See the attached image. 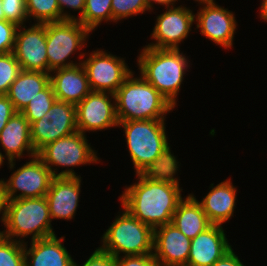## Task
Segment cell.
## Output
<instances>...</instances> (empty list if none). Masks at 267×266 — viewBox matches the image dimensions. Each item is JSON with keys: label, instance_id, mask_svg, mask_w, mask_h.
<instances>
[{"label": "cell", "instance_id": "cell-1", "mask_svg": "<svg viewBox=\"0 0 267 266\" xmlns=\"http://www.w3.org/2000/svg\"><path fill=\"white\" fill-rule=\"evenodd\" d=\"M177 169L163 173L136 174L138 182L126 187L120 197L123 208L153 229L169 224L183 199Z\"/></svg>", "mask_w": 267, "mask_h": 266}, {"label": "cell", "instance_id": "cell-2", "mask_svg": "<svg viewBox=\"0 0 267 266\" xmlns=\"http://www.w3.org/2000/svg\"><path fill=\"white\" fill-rule=\"evenodd\" d=\"M165 119L121 121L136 174L163 173L178 167L165 133Z\"/></svg>", "mask_w": 267, "mask_h": 266}, {"label": "cell", "instance_id": "cell-3", "mask_svg": "<svg viewBox=\"0 0 267 266\" xmlns=\"http://www.w3.org/2000/svg\"><path fill=\"white\" fill-rule=\"evenodd\" d=\"M115 95L118 121L165 119L174 106L142 75L131 72Z\"/></svg>", "mask_w": 267, "mask_h": 266}, {"label": "cell", "instance_id": "cell-4", "mask_svg": "<svg viewBox=\"0 0 267 266\" xmlns=\"http://www.w3.org/2000/svg\"><path fill=\"white\" fill-rule=\"evenodd\" d=\"M140 74L174 107L188 60L180 49L144 47L138 56Z\"/></svg>", "mask_w": 267, "mask_h": 266}, {"label": "cell", "instance_id": "cell-5", "mask_svg": "<svg viewBox=\"0 0 267 266\" xmlns=\"http://www.w3.org/2000/svg\"><path fill=\"white\" fill-rule=\"evenodd\" d=\"M47 200L44 197L7 200L6 230L1 235L8 239L31 236V241L55 235ZM16 236V237H15Z\"/></svg>", "mask_w": 267, "mask_h": 266}, {"label": "cell", "instance_id": "cell-6", "mask_svg": "<svg viewBox=\"0 0 267 266\" xmlns=\"http://www.w3.org/2000/svg\"><path fill=\"white\" fill-rule=\"evenodd\" d=\"M102 236L101 250L113 257L153 254L154 229L132 216L125 208Z\"/></svg>", "mask_w": 267, "mask_h": 266}, {"label": "cell", "instance_id": "cell-7", "mask_svg": "<svg viewBox=\"0 0 267 266\" xmlns=\"http://www.w3.org/2000/svg\"><path fill=\"white\" fill-rule=\"evenodd\" d=\"M85 136V134L77 131L61 137L43 147L37 153V156L49 168L54 177H76V173L72 168L56 173L57 171L55 170L58 169H52V167H76L97 163L99 161L96 156L97 152L90 147Z\"/></svg>", "mask_w": 267, "mask_h": 266}, {"label": "cell", "instance_id": "cell-8", "mask_svg": "<svg viewBox=\"0 0 267 266\" xmlns=\"http://www.w3.org/2000/svg\"><path fill=\"white\" fill-rule=\"evenodd\" d=\"M89 34L90 31L78 20L46 23L48 73L51 74L53 70L81 64V62L73 63V61L68 62L67 60L76 50H82Z\"/></svg>", "mask_w": 267, "mask_h": 266}, {"label": "cell", "instance_id": "cell-9", "mask_svg": "<svg viewBox=\"0 0 267 266\" xmlns=\"http://www.w3.org/2000/svg\"><path fill=\"white\" fill-rule=\"evenodd\" d=\"M30 131L36 153L47 144L77 132L76 105L56 100L50 112L30 125Z\"/></svg>", "mask_w": 267, "mask_h": 266}, {"label": "cell", "instance_id": "cell-10", "mask_svg": "<svg viewBox=\"0 0 267 266\" xmlns=\"http://www.w3.org/2000/svg\"><path fill=\"white\" fill-rule=\"evenodd\" d=\"M81 64L86 71L91 91L94 92L115 94L132 72L123 58L102 50L93 51Z\"/></svg>", "mask_w": 267, "mask_h": 266}, {"label": "cell", "instance_id": "cell-11", "mask_svg": "<svg viewBox=\"0 0 267 266\" xmlns=\"http://www.w3.org/2000/svg\"><path fill=\"white\" fill-rule=\"evenodd\" d=\"M54 176L43 161L36 155L29 162L11 174L9 180L2 181L6 199L44 197ZM21 191L19 195L16 192Z\"/></svg>", "mask_w": 267, "mask_h": 266}, {"label": "cell", "instance_id": "cell-12", "mask_svg": "<svg viewBox=\"0 0 267 266\" xmlns=\"http://www.w3.org/2000/svg\"><path fill=\"white\" fill-rule=\"evenodd\" d=\"M108 92L91 91L76 105L77 130L83 134L86 131L103 130L117 127L119 124L116 113L115 95ZM111 96V99H109Z\"/></svg>", "mask_w": 267, "mask_h": 266}, {"label": "cell", "instance_id": "cell-13", "mask_svg": "<svg viewBox=\"0 0 267 266\" xmlns=\"http://www.w3.org/2000/svg\"><path fill=\"white\" fill-rule=\"evenodd\" d=\"M167 10L157 16L156 24L151 37L155 43H150L146 47L156 49H179V43L187 38L195 15L182 5L179 7L167 6Z\"/></svg>", "mask_w": 267, "mask_h": 266}, {"label": "cell", "instance_id": "cell-14", "mask_svg": "<svg viewBox=\"0 0 267 266\" xmlns=\"http://www.w3.org/2000/svg\"><path fill=\"white\" fill-rule=\"evenodd\" d=\"M13 53L23 71L48 73L46 23H36L28 29L24 25L18 26Z\"/></svg>", "mask_w": 267, "mask_h": 266}, {"label": "cell", "instance_id": "cell-15", "mask_svg": "<svg viewBox=\"0 0 267 266\" xmlns=\"http://www.w3.org/2000/svg\"><path fill=\"white\" fill-rule=\"evenodd\" d=\"M203 6L195 16L196 28L201 29L202 35L215 44L225 49L231 48L237 26L234 14L214 1Z\"/></svg>", "mask_w": 267, "mask_h": 266}, {"label": "cell", "instance_id": "cell-16", "mask_svg": "<svg viewBox=\"0 0 267 266\" xmlns=\"http://www.w3.org/2000/svg\"><path fill=\"white\" fill-rule=\"evenodd\" d=\"M191 239L172 223L154 229L153 255L160 266H187Z\"/></svg>", "mask_w": 267, "mask_h": 266}, {"label": "cell", "instance_id": "cell-17", "mask_svg": "<svg viewBox=\"0 0 267 266\" xmlns=\"http://www.w3.org/2000/svg\"><path fill=\"white\" fill-rule=\"evenodd\" d=\"M232 249L221 225H211L191 240L187 266H211Z\"/></svg>", "mask_w": 267, "mask_h": 266}, {"label": "cell", "instance_id": "cell-18", "mask_svg": "<svg viewBox=\"0 0 267 266\" xmlns=\"http://www.w3.org/2000/svg\"><path fill=\"white\" fill-rule=\"evenodd\" d=\"M81 177H54L45 195L51 220H70L78 207Z\"/></svg>", "mask_w": 267, "mask_h": 266}, {"label": "cell", "instance_id": "cell-19", "mask_svg": "<svg viewBox=\"0 0 267 266\" xmlns=\"http://www.w3.org/2000/svg\"><path fill=\"white\" fill-rule=\"evenodd\" d=\"M0 144L5 151L10 169L16 165L13 162L15 158L20 159L25 150L29 157L37 155L31 141L30 123L21 112H16L0 132Z\"/></svg>", "mask_w": 267, "mask_h": 266}, {"label": "cell", "instance_id": "cell-20", "mask_svg": "<svg viewBox=\"0 0 267 266\" xmlns=\"http://www.w3.org/2000/svg\"><path fill=\"white\" fill-rule=\"evenodd\" d=\"M50 83L58 101L77 105L90 92L91 88L82 64L53 70Z\"/></svg>", "mask_w": 267, "mask_h": 266}, {"label": "cell", "instance_id": "cell-21", "mask_svg": "<svg viewBox=\"0 0 267 266\" xmlns=\"http://www.w3.org/2000/svg\"><path fill=\"white\" fill-rule=\"evenodd\" d=\"M62 240L64 237L58 239L56 235L34 240L29 249L24 242L25 266H73L74 260Z\"/></svg>", "mask_w": 267, "mask_h": 266}, {"label": "cell", "instance_id": "cell-22", "mask_svg": "<svg viewBox=\"0 0 267 266\" xmlns=\"http://www.w3.org/2000/svg\"><path fill=\"white\" fill-rule=\"evenodd\" d=\"M210 192L199 203L213 225H221L233 216L236 200V188L230 179L216 186L211 184Z\"/></svg>", "mask_w": 267, "mask_h": 266}, {"label": "cell", "instance_id": "cell-23", "mask_svg": "<svg viewBox=\"0 0 267 266\" xmlns=\"http://www.w3.org/2000/svg\"><path fill=\"white\" fill-rule=\"evenodd\" d=\"M171 223L191 240L212 225L199 201L192 194L179 202Z\"/></svg>", "mask_w": 267, "mask_h": 266}, {"label": "cell", "instance_id": "cell-24", "mask_svg": "<svg viewBox=\"0 0 267 266\" xmlns=\"http://www.w3.org/2000/svg\"><path fill=\"white\" fill-rule=\"evenodd\" d=\"M50 83V73L42 71H21L12 82L6 96L17 112H21L38 92Z\"/></svg>", "mask_w": 267, "mask_h": 266}, {"label": "cell", "instance_id": "cell-25", "mask_svg": "<svg viewBox=\"0 0 267 266\" xmlns=\"http://www.w3.org/2000/svg\"><path fill=\"white\" fill-rule=\"evenodd\" d=\"M112 0H85L84 14L78 21L90 32L102 21L112 22Z\"/></svg>", "mask_w": 267, "mask_h": 266}, {"label": "cell", "instance_id": "cell-26", "mask_svg": "<svg viewBox=\"0 0 267 266\" xmlns=\"http://www.w3.org/2000/svg\"><path fill=\"white\" fill-rule=\"evenodd\" d=\"M57 100L53 87L49 83L42 91L38 92L34 99H31L28 105L24 107L21 113L26 117L30 125L40 120L50 109L54 102Z\"/></svg>", "mask_w": 267, "mask_h": 266}, {"label": "cell", "instance_id": "cell-27", "mask_svg": "<svg viewBox=\"0 0 267 266\" xmlns=\"http://www.w3.org/2000/svg\"><path fill=\"white\" fill-rule=\"evenodd\" d=\"M28 20L33 17L37 23L61 21L57 0H26Z\"/></svg>", "mask_w": 267, "mask_h": 266}, {"label": "cell", "instance_id": "cell-28", "mask_svg": "<svg viewBox=\"0 0 267 266\" xmlns=\"http://www.w3.org/2000/svg\"><path fill=\"white\" fill-rule=\"evenodd\" d=\"M0 235V266H25L24 241Z\"/></svg>", "mask_w": 267, "mask_h": 266}, {"label": "cell", "instance_id": "cell-29", "mask_svg": "<svg viewBox=\"0 0 267 266\" xmlns=\"http://www.w3.org/2000/svg\"><path fill=\"white\" fill-rule=\"evenodd\" d=\"M22 71L13 52L0 53V95H6L12 82Z\"/></svg>", "mask_w": 267, "mask_h": 266}, {"label": "cell", "instance_id": "cell-30", "mask_svg": "<svg viewBox=\"0 0 267 266\" xmlns=\"http://www.w3.org/2000/svg\"><path fill=\"white\" fill-rule=\"evenodd\" d=\"M111 8L113 22L151 10L147 0H112Z\"/></svg>", "mask_w": 267, "mask_h": 266}, {"label": "cell", "instance_id": "cell-31", "mask_svg": "<svg viewBox=\"0 0 267 266\" xmlns=\"http://www.w3.org/2000/svg\"><path fill=\"white\" fill-rule=\"evenodd\" d=\"M2 10L5 20L15 23L17 26L28 20L26 0H2Z\"/></svg>", "mask_w": 267, "mask_h": 266}, {"label": "cell", "instance_id": "cell-32", "mask_svg": "<svg viewBox=\"0 0 267 266\" xmlns=\"http://www.w3.org/2000/svg\"><path fill=\"white\" fill-rule=\"evenodd\" d=\"M18 26L7 20H0V53L14 51L15 34Z\"/></svg>", "mask_w": 267, "mask_h": 266}, {"label": "cell", "instance_id": "cell-33", "mask_svg": "<svg viewBox=\"0 0 267 266\" xmlns=\"http://www.w3.org/2000/svg\"><path fill=\"white\" fill-rule=\"evenodd\" d=\"M115 264L116 266H160L153 254L116 257Z\"/></svg>", "mask_w": 267, "mask_h": 266}, {"label": "cell", "instance_id": "cell-34", "mask_svg": "<svg viewBox=\"0 0 267 266\" xmlns=\"http://www.w3.org/2000/svg\"><path fill=\"white\" fill-rule=\"evenodd\" d=\"M73 266L78 264L74 262ZM82 266H116L115 257L98 248Z\"/></svg>", "mask_w": 267, "mask_h": 266}, {"label": "cell", "instance_id": "cell-35", "mask_svg": "<svg viewBox=\"0 0 267 266\" xmlns=\"http://www.w3.org/2000/svg\"><path fill=\"white\" fill-rule=\"evenodd\" d=\"M58 6L60 9L61 14V21L63 20H78L82 17L84 14L85 9V0H57ZM71 8L76 10H79V18L72 16L71 14L64 13L65 8Z\"/></svg>", "mask_w": 267, "mask_h": 266}, {"label": "cell", "instance_id": "cell-36", "mask_svg": "<svg viewBox=\"0 0 267 266\" xmlns=\"http://www.w3.org/2000/svg\"><path fill=\"white\" fill-rule=\"evenodd\" d=\"M16 112L9 98L6 95H0V132Z\"/></svg>", "mask_w": 267, "mask_h": 266}, {"label": "cell", "instance_id": "cell-37", "mask_svg": "<svg viewBox=\"0 0 267 266\" xmlns=\"http://www.w3.org/2000/svg\"><path fill=\"white\" fill-rule=\"evenodd\" d=\"M211 266H245L237 255H235L233 249L227 252L222 258L218 259Z\"/></svg>", "mask_w": 267, "mask_h": 266}, {"label": "cell", "instance_id": "cell-38", "mask_svg": "<svg viewBox=\"0 0 267 266\" xmlns=\"http://www.w3.org/2000/svg\"><path fill=\"white\" fill-rule=\"evenodd\" d=\"M6 204H7V199H6L4 185L3 182L0 181V213L2 214L1 222L3 223V225H5V220H6Z\"/></svg>", "mask_w": 267, "mask_h": 266}, {"label": "cell", "instance_id": "cell-39", "mask_svg": "<svg viewBox=\"0 0 267 266\" xmlns=\"http://www.w3.org/2000/svg\"><path fill=\"white\" fill-rule=\"evenodd\" d=\"M177 0H147L148 2V5L150 7V9L152 10V6H153V2L154 3H158L160 5H164V6H174V3L176 2Z\"/></svg>", "mask_w": 267, "mask_h": 266}, {"label": "cell", "instance_id": "cell-40", "mask_svg": "<svg viewBox=\"0 0 267 266\" xmlns=\"http://www.w3.org/2000/svg\"><path fill=\"white\" fill-rule=\"evenodd\" d=\"M260 17L264 21H267V0H263L261 3Z\"/></svg>", "mask_w": 267, "mask_h": 266}, {"label": "cell", "instance_id": "cell-41", "mask_svg": "<svg viewBox=\"0 0 267 266\" xmlns=\"http://www.w3.org/2000/svg\"><path fill=\"white\" fill-rule=\"evenodd\" d=\"M0 20H5V15L2 10V0H0Z\"/></svg>", "mask_w": 267, "mask_h": 266}, {"label": "cell", "instance_id": "cell-42", "mask_svg": "<svg viewBox=\"0 0 267 266\" xmlns=\"http://www.w3.org/2000/svg\"><path fill=\"white\" fill-rule=\"evenodd\" d=\"M195 1H197V2H199L200 3V5L202 4H206V3H209V2H212V1H214V0H195Z\"/></svg>", "mask_w": 267, "mask_h": 266}, {"label": "cell", "instance_id": "cell-43", "mask_svg": "<svg viewBox=\"0 0 267 266\" xmlns=\"http://www.w3.org/2000/svg\"><path fill=\"white\" fill-rule=\"evenodd\" d=\"M4 158H5V156L0 152V166L3 164ZM0 181H3V180L0 179Z\"/></svg>", "mask_w": 267, "mask_h": 266}]
</instances>
